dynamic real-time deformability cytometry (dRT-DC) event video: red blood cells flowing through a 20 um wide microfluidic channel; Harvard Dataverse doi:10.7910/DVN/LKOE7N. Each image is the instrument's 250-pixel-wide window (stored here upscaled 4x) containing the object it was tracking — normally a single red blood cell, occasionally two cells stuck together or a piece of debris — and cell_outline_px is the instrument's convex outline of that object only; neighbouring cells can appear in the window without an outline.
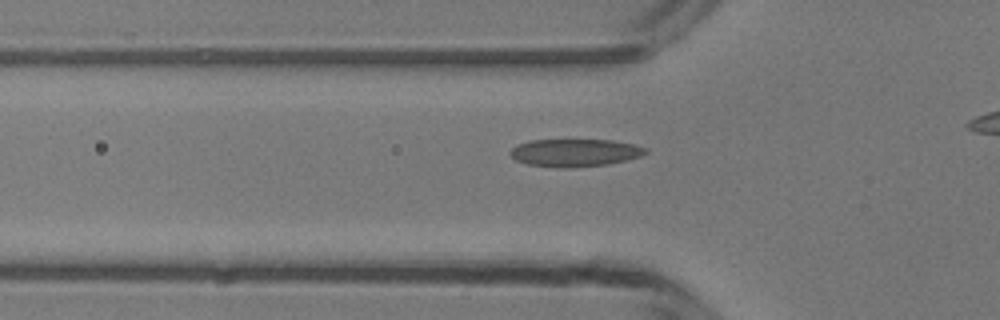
{"species": "common noctule bat (a hibernating species)", "species_latin": "Nyctalus noctula", "temperature_condition": "room temperature", "stored_images_in_passage": 34, "camera_frame_rate_fps": 3000, "um_per_image_px": 0.085, "animal": {"sex": "male", "body_mass_g": 13.3}, "frame": {"image": 1, "passage_image": 10, "time_ms": 3.0, "image_size_px": [1000, 320], "cell_outline_px": [[648, 152], [640, 156], [628, 160], [608, 164], [564, 168], [560, 168], [528, 164], [516, 160], [508, 152], [516, 144], [528, 140], [612, 140], [636, 144], [648, 148]], "centroid_in_image_um": [48.88, 12.97], "position_along_channel_um": 76.9, "area_um2": 21.96}}
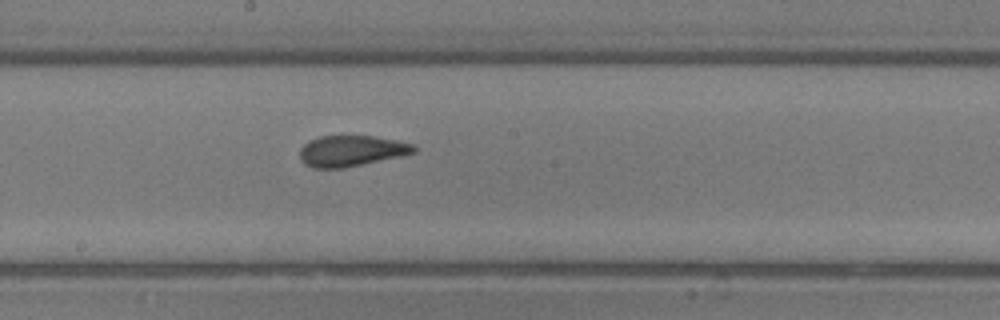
{"frame": {"image": 2, "passage_image": 20, "time_ms": 6.333, "image_size_px": [1000, 320], "cell_outline_px": [[416, 152], [400, 156], [344, 168], [312, 168], [304, 164], [300, 160], [300, 148], [308, 140], [320, 136], [372, 136], [396, 140], [416, 144]], "centroid_in_image_um": [29.84, 12.82], "position_along_channel_um": 218.4, "area_um2": 20.63}}
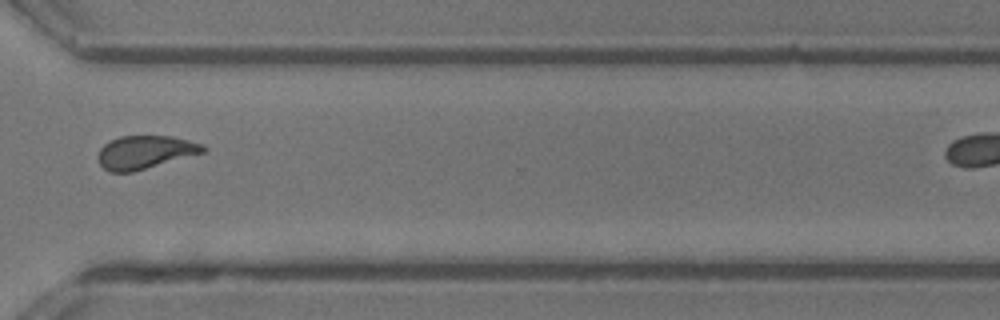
{"frame": {"image": 3, "passage_image": 30, "time_ms": 9.667, "image_size_px": [1000, 320], "cell_outline_px": [[208, 152], [132, 172], [108, 172], [100, 164], [100, 148], [108, 140], [120, 136], [172, 136], [204, 144], [208, 148]], "centroid_in_image_um": [12.4, 12.93], "position_along_channel_um": 358.2, "area_um2": 20.52}}